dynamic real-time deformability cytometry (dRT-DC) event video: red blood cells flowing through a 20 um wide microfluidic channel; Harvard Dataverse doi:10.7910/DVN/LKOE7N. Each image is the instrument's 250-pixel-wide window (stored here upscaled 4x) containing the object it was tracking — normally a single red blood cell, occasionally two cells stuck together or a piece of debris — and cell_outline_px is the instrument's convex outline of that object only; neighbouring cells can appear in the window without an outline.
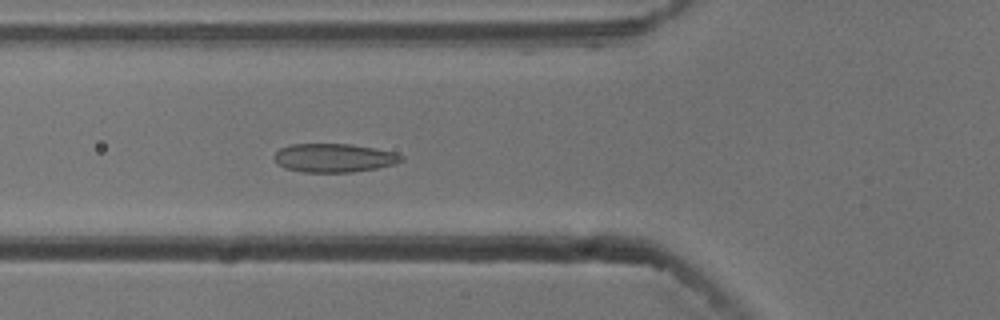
{"species": "common noctule bat (a hibernating species)", "species_latin": "Nyctalus noctula", "temperature_condition": "cold", "stored_images_in_passage": 55, "camera_frame_rate_fps": 3000, "um_per_image_px": 0.085, "animal": {"sex": "male", "body_mass_g": 13.3}, "frame": {"image": 1, "passage_image": 20, "time_ms": 6.333, "image_size_px": [1000, 320], "cell_outline_px": [[404, 160], [396, 164], [376, 168], [352, 172], [300, 172], [284, 168], [276, 164], [272, 156], [280, 148], [292, 144], [352, 144], [396, 152], [404, 156]], "centroid_in_image_um": [28.38, 13.42], "position_along_channel_um": 97.4, "area_um2": 21.5}}
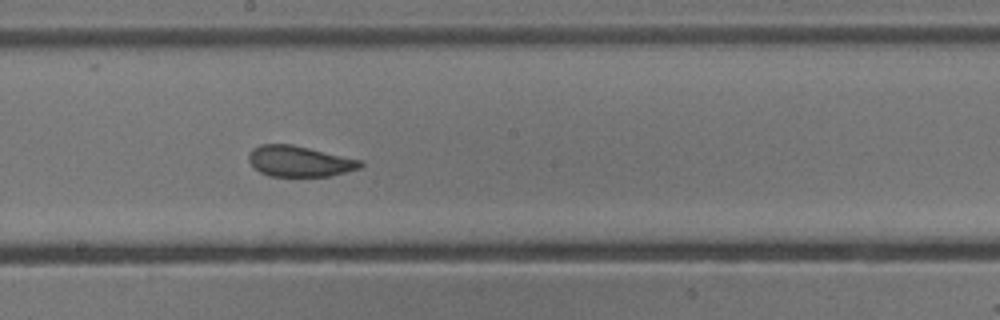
{"frame": {"image": 2, "passage_image": 30, "time_ms": 9.667, "image_size_px": [1000, 320], "cell_outline_px": [[364, 164], [360, 168], [332, 176], [268, 176], [260, 172], [248, 160], [248, 156], [252, 148], [260, 144], [292, 144], [364, 160]], "centroid_in_image_um": [25.49, 13.7], "position_along_channel_um": 222.7, "area_um2": 20.23}}
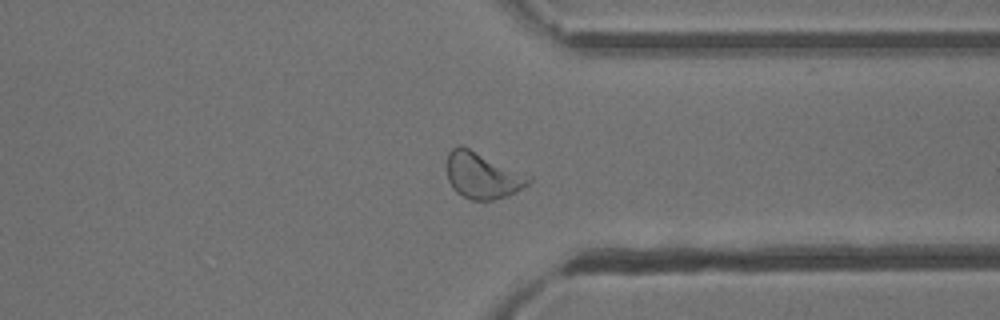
{"frame": {"image": 3, "passage_image": 42, "time_ms": 13.667, "image_size_px": [1000, 320], "cell_outline_px": [[532, 180], [528, 184], [516, 192], [508, 196], [492, 200], [468, 200], [456, 192], [452, 188], [448, 180], [448, 152], [456, 144], [460, 144], [532, 176]], "centroid_in_image_um": [41.01, 14.92], "position_along_channel_um": 370.4, "area_um2": 22.2}, "authors_computed_cell_mechanics": {"area_um2": 22.1952, "velocity_mm_per_s": 3.7473, "shape_relaxation_time_tau1_ms": 5.8924, "shape_relaxation_time_tau2_ms": 1.2576, "deformation_change_tau1": 0.1336, "deformation_change_tau2": 0.0766}}